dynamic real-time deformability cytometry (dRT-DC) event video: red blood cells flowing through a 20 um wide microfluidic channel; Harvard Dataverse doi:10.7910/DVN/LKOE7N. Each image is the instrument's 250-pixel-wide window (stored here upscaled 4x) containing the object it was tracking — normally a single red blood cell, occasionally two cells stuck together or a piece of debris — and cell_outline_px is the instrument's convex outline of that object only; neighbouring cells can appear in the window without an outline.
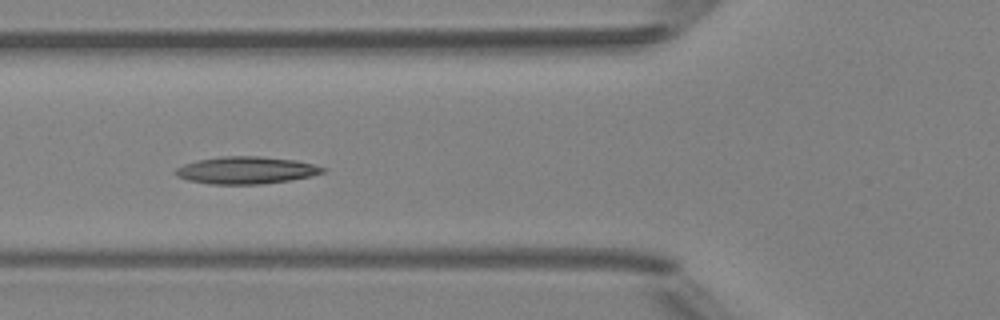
{"species": "Egyptian fruit bat (a non-hibernating species)", "species_latin": "Rousettus aegyptiacus", "temperature_condition": "room temperature", "stored_images_in_passage": 6, "camera_frame_rate_fps": 3000, "um_per_image_px": 0.085, "animal": {"sex": "female"}, "frame": {"image": 1, "passage_image": 5, "time_ms": 4.667, "image_size_px": [1000, 320], "cell_outline_px": [[328, 168], [324, 172], [312, 176], [288, 180], [260, 184], [208, 184], [188, 180], [176, 176], [172, 172], [176, 168], [184, 164], [196, 160], [224, 156], [260, 156], [296, 160]], "centroid_in_image_um": [20.9, 14.47], "position_along_channel_um": 104.9, "area_um2": 23.47}}
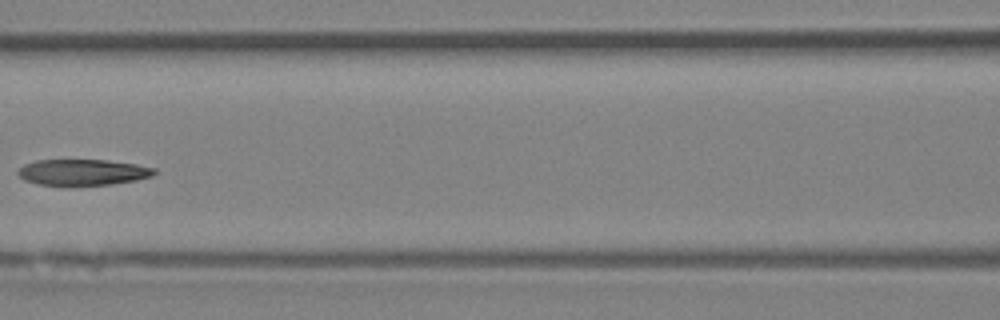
{"frame": {"image": 2, "passage_image": 6, "time_ms": 6.0, "image_size_px": [1000, 320], "cell_outline_px": [[156, 172], [152, 176], [136, 180], [112, 184], [36, 184], [24, 180], [16, 172], [24, 164], [36, 160], [108, 160], [136, 164], [156, 168]], "centroid_in_image_um": [7.05, 14.62], "position_along_channel_um": 159.6, "area_um2": 20.4}}